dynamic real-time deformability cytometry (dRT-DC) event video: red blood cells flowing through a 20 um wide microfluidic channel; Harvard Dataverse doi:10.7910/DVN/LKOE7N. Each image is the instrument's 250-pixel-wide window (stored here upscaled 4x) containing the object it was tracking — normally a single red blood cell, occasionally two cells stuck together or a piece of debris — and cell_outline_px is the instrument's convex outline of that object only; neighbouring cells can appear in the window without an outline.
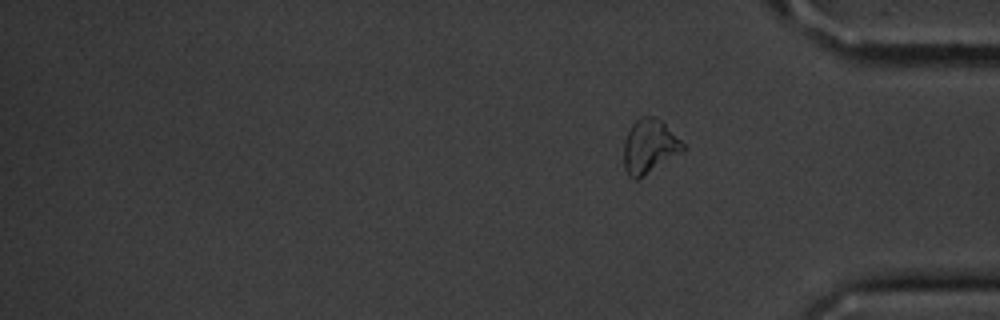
{"species": "common noctule bat (a hibernating species)", "species_latin": "Nyctalus noctula", "temperature_condition": "cold", "stored_images_in_passage": 17, "segment_of_instrument_passage": [2, 2], "camera_frame_rate_fps": 3000, "um_per_image_px": 0.085, "animal": {"sex": "male", "body_mass_g": 20.1, "forearm_length_mm": 53.5}, "frame": {"image": 1, "passage_image": 17, "time_ms": 20.667, "image_size_px": [1000, 320], "cell_outline_px": [[684, 148], [680, 152], [636, 180], [632, 180], [628, 176], [624, 168], [624, 140], [632, 124], [640, 116], [656, 116], [684, 144]], "centroid_in_image_um": [55.14, 12.43], "position_along_channel_um": 380.1, "area_um2": 18.15}}